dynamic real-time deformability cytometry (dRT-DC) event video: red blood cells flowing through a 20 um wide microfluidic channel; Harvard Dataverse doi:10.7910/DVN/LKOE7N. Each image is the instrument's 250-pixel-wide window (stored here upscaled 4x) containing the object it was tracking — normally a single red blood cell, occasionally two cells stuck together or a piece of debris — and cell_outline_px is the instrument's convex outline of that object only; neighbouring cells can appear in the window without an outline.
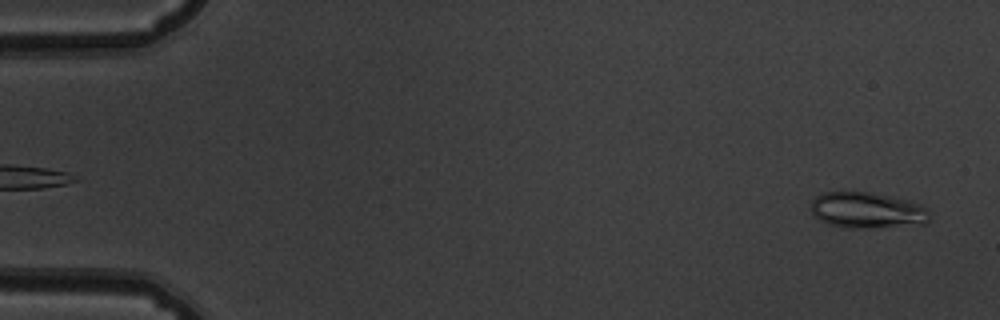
{"species": "common noctule bat (a hibernating species)", "species_latin": "Nyctalus noctula", "temperature_condition": "warm", "stored_images_in_passage": 52, "camera_frame_rate_fps": 3000, "um_per_image_px": 0.085, "animal": {"sex": "male", "body_mass_g": 19.5, "forearm_length_mm": 54.6}, "frame": {"image": 1, "passage_image": 2, "time_ms": 0.333, "image_size_px": [1000, 320], "cell_outline_px": [[932, 212], [928, 224], [880, 228], [844, 228], [828, 224], [820, 220], [812, 212], [812, 200], [816, 196], [824, 192], [872, 192], [908, 200], [920, 204]], "centroid_in_image_um": [73.78, 17.89], "position_along_channel_um": 11.2, "area_um2": 25.37}}
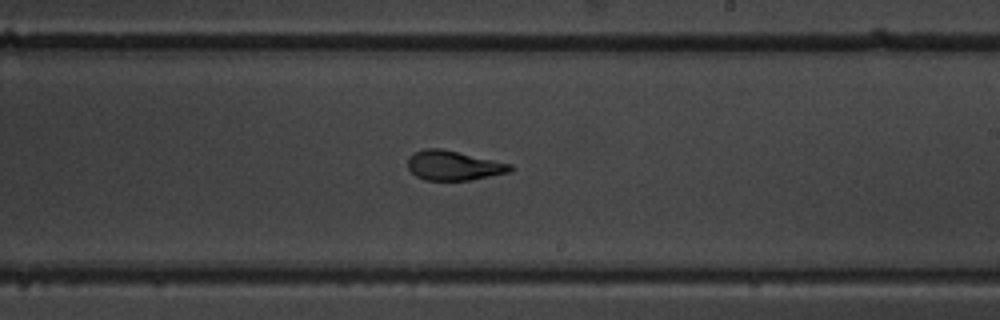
{"frame": {"image": 2, "passage_image": 31, "time_ms": 10.0, "image_size_px": [1000, 320], "cell_outline_px": [[512, 168], [508, 172], [472, 180], [424, 180], [416, 176], [408, 168], [408, 156], [412, 152], [424, 148], [440, 148], [512, 164]], "centroid_in_image_um": [38.5, 14.06], "position_along_channel_um": 250.5, "area_um2": 17.63}}
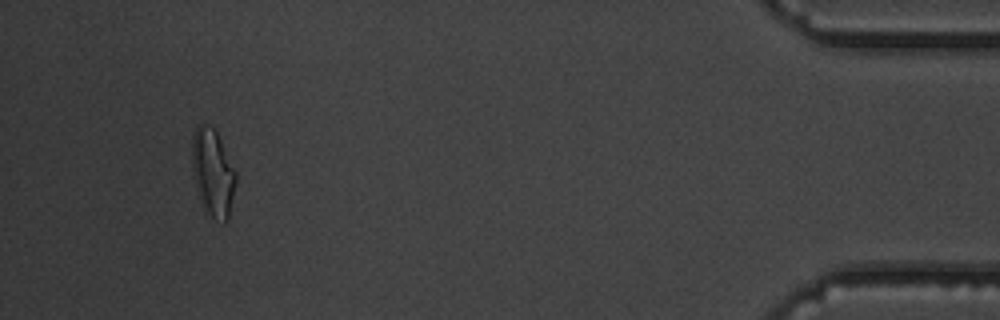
{"frame": {"image": 3, "passage_image": 49, "time_ms": 16.0, "image_size_px": [1000, 320], "cell_outline_px": [[236, 184], [228, 220], [224, 224], [204, 212], [200, 200], [192, 172], [192, 136], [196, 124], [204, 124], [216, 128], [236, 172]], "centroid_in_image_um": [18.09, 14.67], "position_along_channel_um": 417.1, "area_um2": 22.77}, "authors_computed_cell_mechanics": {"area_um2": 18.7272, "velocity_mm_per_s": 3.8785, "shape_relaxation_time_tau1_ms": 5.0371, "shape_relaxation_time_tau2_ms": 1.8994, "deformation_change_tau1": 0.1808, "deformation_change_tau2": 0.0679}}